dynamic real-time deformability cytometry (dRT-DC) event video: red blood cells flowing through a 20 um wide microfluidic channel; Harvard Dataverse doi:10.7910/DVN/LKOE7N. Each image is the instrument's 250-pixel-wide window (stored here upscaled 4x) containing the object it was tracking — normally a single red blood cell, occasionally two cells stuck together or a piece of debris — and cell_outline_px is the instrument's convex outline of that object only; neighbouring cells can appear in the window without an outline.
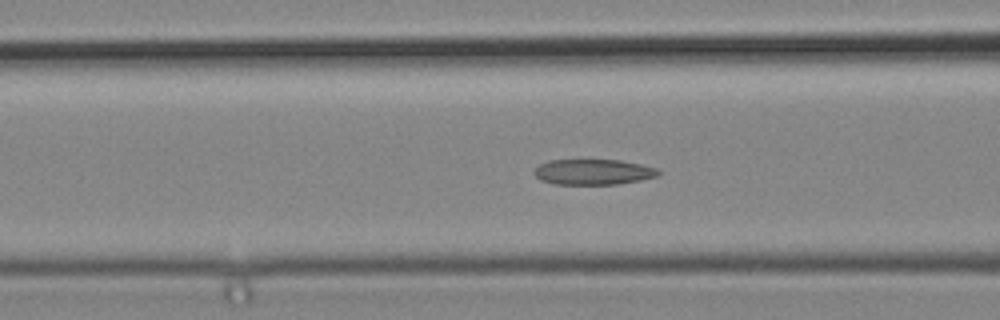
{"species": "common noctule bat (a hibernating species)", "species_latin": "Nyctalus noctula", "temperature_condition": "cold", "stored_images_in_passage": 40, "camera_frame_rate_fps": 3000, "um_per_image_px": 0.085, "animal": {"sex": "male", "body_mass_g": 19.2, "forearm_length_mm": 51.8}, "frame": {"image": 1, "passage_image": 8, "time_ms": 2.333, "image_size_px": [1000, 320], "cell_outline_px": [[660, 172], [656, 176], [640, 180], [616, 184], [556, 184], [540, 180], [532, 172], [540, 164], [548, 160], [620, 160], [640, 164], [656, 168]], "centroid_in_image_um": [50.39, 14.61], "position_along_channel_um": 116.2, "area_um2": 18.32}}
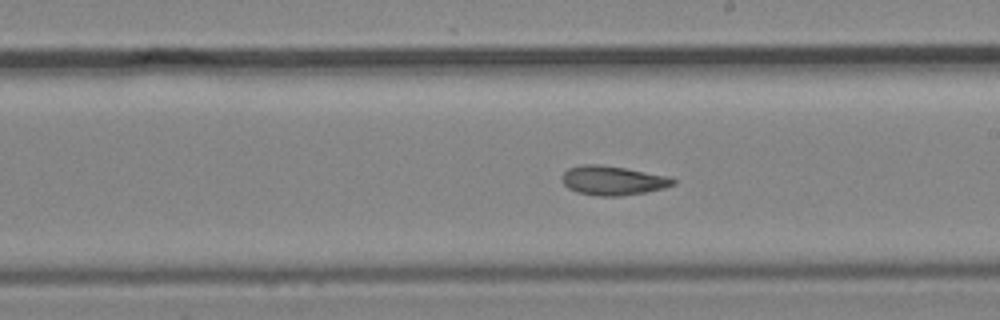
{"frame": {"image": 2, "passage_image": 17, "time_ms": 5.333, "image_size_px": [1000, 320], "cell_outline_px": [[676, 184], [664, 188], [644, 192], [620, 196], [596, 196], [576, 192], [568, 188], [564, 184], [564, 172], [568, 168], [584, 164], [600, 164], [672, 176], [676, 180]], "centroid_in_image_um": [52.14, 15.34], "position_along_channel_um": 236.9, "area_um2": 18.96}}
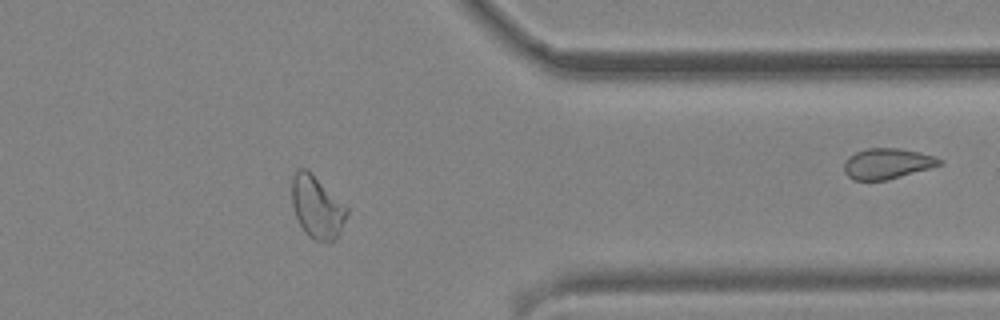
{"frame": {"image": 3, "passage_image": 29, "time_ms": 9.333, "image_size_px": [1000, 320], "cell_outline_px": [[348, 212], [336, 240], [328, 244], [312, 240], [304, 232], [296, 216], [292, 204], [292, 176], [296, 168], [304, 168], [348, 208]], "centroid_in_image_um": [26.92, 17.67], "position_along_channel_um": 384.5, "area_um2": 19.77}}